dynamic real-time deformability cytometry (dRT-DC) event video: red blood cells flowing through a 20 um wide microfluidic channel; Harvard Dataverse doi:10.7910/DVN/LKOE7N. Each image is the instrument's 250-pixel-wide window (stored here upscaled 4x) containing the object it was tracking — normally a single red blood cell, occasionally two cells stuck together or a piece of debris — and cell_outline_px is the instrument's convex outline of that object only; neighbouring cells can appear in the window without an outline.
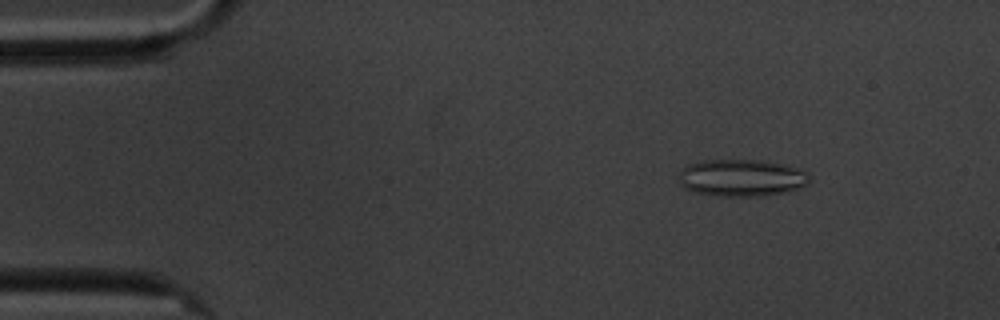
{"species": "common noctule bat (a hibernating species)", "species_latin": "Nyctalus noctula", "temperature_condition": "cold", "stored_images_in_passage": 59, "camera_frame_rate_fps": 3000, "um_per_image_px": 0.085, "animal": {"sex": "male", "body_mass_g": 20.1, "forearm_length_mm": 53.5}, "frame": {"image": 1, "passage_image": 8, "time_ms": 2.333, "image_size_px": [1000, 320], "cell_outline_px": [[812, 180], [808, 184], [800, 188], [784, 192], [764, 196], [716, 196], [696, 192], [680, 184], [676, 176], [688, 164], [700, 160], [764, 160], [800, 168], [808, 172], [812, 176]], "centroid_in_image_um": [63.08, 15.11], "position_along_channel_um": 21.9, "area_um2": 28.67}}
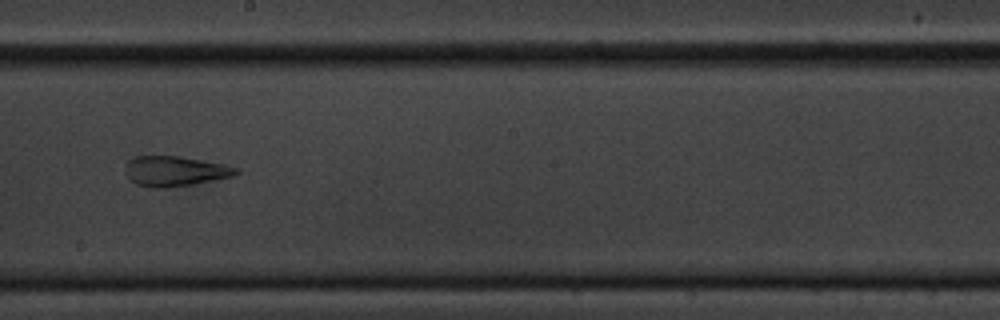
{"frame": {"image": 2, "passage_image": 33, "time_ms": 10.667, "image_size_px": [1000, 320], "cell_outline_px": [[240, 172], [232, 176], [192, 184], [168, 188], [152, 188], [136, 184], [124, 172], [124, 164], [132, 156], [180, 156], [224, 164], [240, 168]], "centroid_in_image_um": [14.83, 14.54], "position_along_channel_um": 233.4, "area_um2": 19.59}}
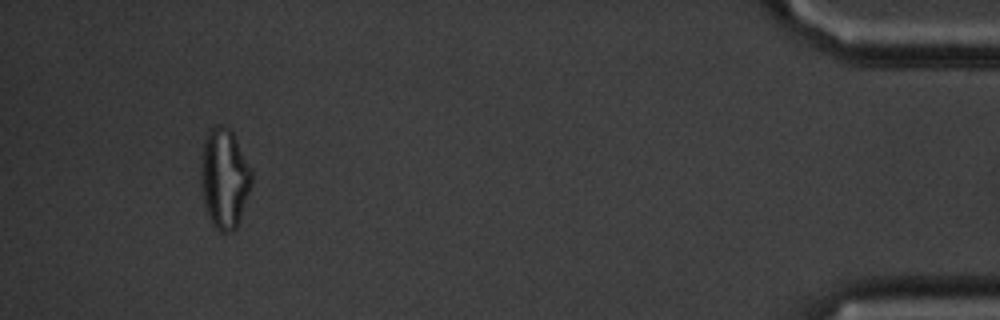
{"frame": {"image": 3, "passage_image": 55, "time_ms": 18.0, "image_size_px": [1000, 320], "cell_outline_px": [[252, 184], [240, 220], [236, 228], [232, 232], [220, 232], [212, 224], [208, 216], [204, 204], [200, 176], [200, 160], [204, 140], [208, 128], [216, 124], [220, 124], [228, 128], [232, 132], [252, 172]], "centroid_in_image_um": [19.05, 15.16], "position_along_channel_um": 416.2, "area_um2": 29.77}, "authors_computed_cell_mechanics": {"area_um2": 27.1082, "velocity_mm_per_s": 3.4261, "shape_relaxation_time_tau1_ms": null, "shape_relaxation_time_tau2_ms": 1.8609, "deformation_change_tau1": null, "deformation_change_tau2": 0.1212}}